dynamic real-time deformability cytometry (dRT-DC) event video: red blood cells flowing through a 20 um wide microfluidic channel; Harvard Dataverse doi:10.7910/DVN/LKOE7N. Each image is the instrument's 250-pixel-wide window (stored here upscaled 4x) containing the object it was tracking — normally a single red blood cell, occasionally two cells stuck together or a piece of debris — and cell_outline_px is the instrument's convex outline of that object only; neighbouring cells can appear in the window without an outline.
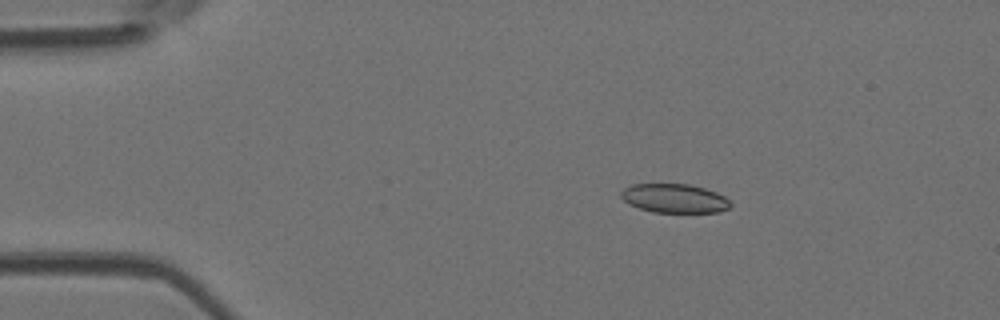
{"species": "Egyptian fruit bat (a non-hibernating species)", "species_latin": "Rousettus aegyptiacus", "temperature_condition": "room temperature", "stored_images_in_passage": 8, "camera_frame_rate_fps": 3000, "um_per_image_px": 0.085, "animal": {"sex": "female"}, "frame": {"image": 1, "passage_image": 3, "time_ms": 0.667, "image_size_px": [1000, 320], "cell_outline_px": [[732, 204], [728, 208], [720, 212], [652, 212], [628, 204], [620, 196], [620, 192], [624, 188], [632, 184], [688, 184], [704, 188], [716, 192], [724, 196]], "centroid_in_image_um": [57.31, 16.86], "position_along_channel_um": 27.7, "area_um2": 18.44}}
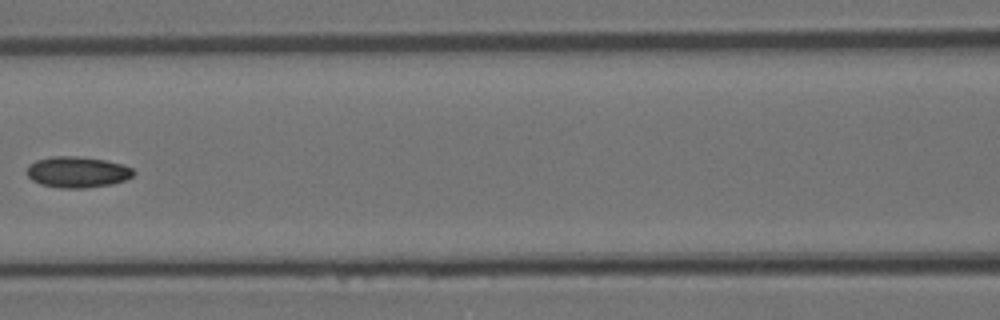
{"frame": {"image": 2, "passage_image": 7, "time_ms": 2.0, "image_size_px": [1000, 320], "cell_outline_px": [[136, 172], [132, 176], [124, 180], [112, 184], [84, 188], [60, 188], [40, 184], [32, 180], [24, 172], [28, 164], [36, 160], [52, 156], [76, 156], [104, 160], [124, 164], [132, 168]], "centroid_in_image_um": [6.54, 14.62], "position_along_channel_um": 160.1, "area_um2": 19.48}}
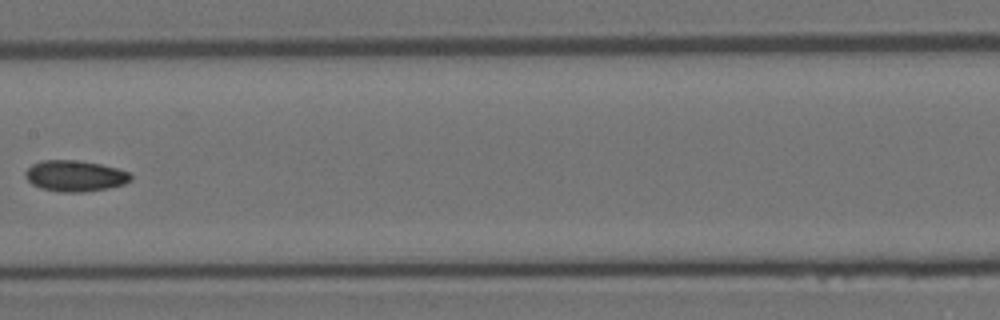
{"frame": {"image": 3, "passage_image": 8, "time_ms": 2.333, "image_size_px": [1000, 320], "cell_outline_px": [[132, 180], [124, 184], [108, 188], [84, 192], [60, 192], [40, 188], [32, 184], [24, 176], [24, 172], [32, 164], [44, 160], [80, 160], [100, 164], [116, 168], [128, 172], [132, 176]], "centroid_in_image_um": [6.37, 14.95], "position_along_channel_um": 201.0, "area_um2": 19.13}}